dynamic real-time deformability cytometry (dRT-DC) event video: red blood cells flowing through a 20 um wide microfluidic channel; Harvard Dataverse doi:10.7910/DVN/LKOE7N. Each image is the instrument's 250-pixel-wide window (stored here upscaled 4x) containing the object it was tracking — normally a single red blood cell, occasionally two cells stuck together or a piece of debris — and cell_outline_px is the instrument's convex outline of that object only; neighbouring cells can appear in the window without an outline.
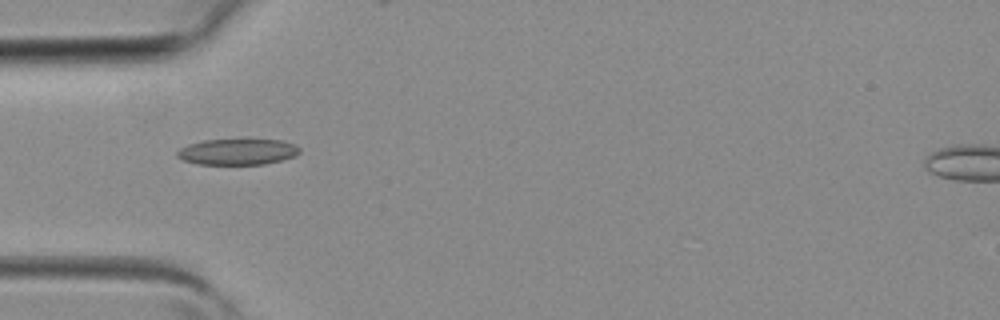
{"species": "common noctule bat (a hibernating species)", "species_latin": "Nyctalus noctula", "temperature_condition": "room temperature", "stored_images_in_passage": 2, "camera_frame_rate_fps": 3000, "um_per_image_px": 0.085, "animal": {"sex": "female", "body_mass_g": 19.3, "forearm_length_mm": 54.1}, "frame": {"image": 1, "passage_image": 1, "time_ms": 0.0, "image_size_px": [1000, 320], "cell_outline_px": [[300, 152], [296, 156], [264, 164], [196, 164], [184, 160], [176, 156], [176, 152], [180, 148], [188, 144], [204, 140], [280, 140], [296, 144], [300, 148]], "centroid_in_image_um": [20.19, 12.9], "position_along_channel_um": 64.8, "area_um2": 18.5}}
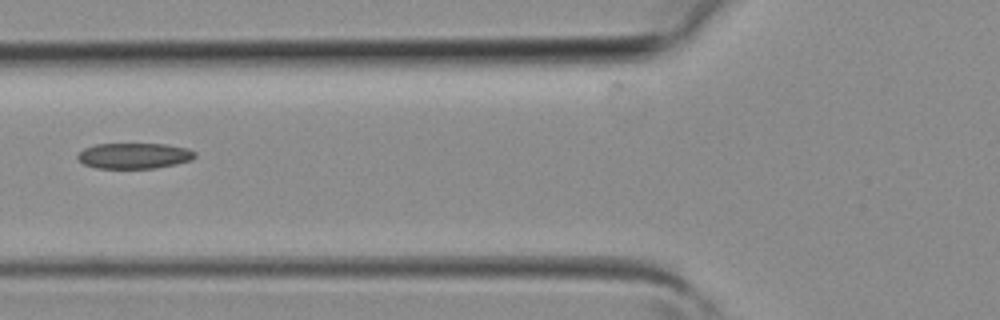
{"frame": {"image": 2, "passage_image": 2, "time_ms": 0.333, "image_size_px": [1000, 320], "cell_outline_px": [[196, 156], [192, 160], [176, 164], [156, 168], [96, 168], [84, 164], [76, 156], [84, 148], [96, 144], [164, 144], [188, 148], [196, 152]], "centroid_in_image_um": [11.43, 13.24], "position_along_channel_um": 114.4, "area_um2": 17.57}}